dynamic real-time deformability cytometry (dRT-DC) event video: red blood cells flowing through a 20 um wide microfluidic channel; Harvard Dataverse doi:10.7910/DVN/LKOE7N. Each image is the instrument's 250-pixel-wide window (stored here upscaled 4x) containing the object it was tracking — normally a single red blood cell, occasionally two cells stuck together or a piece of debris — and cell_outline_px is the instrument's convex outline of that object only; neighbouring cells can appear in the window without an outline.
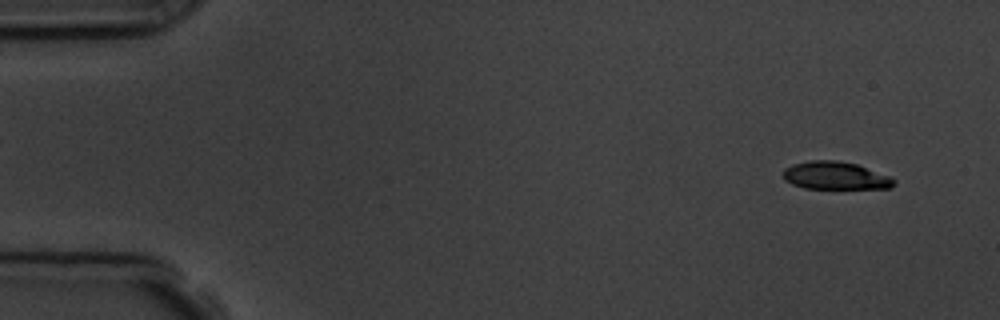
{"species": "common noctule bat (a hibernating species)", "species_latin": "Nyctalus noctula", "temperature_condition": "room temperature", "stored_images_in_passage": 2, "camera_frame_rate_fps": 3000, "um_per_image_px": 0.085, "animal": {"sex": "male", "body_mass_g": 19.5, "forearm_length_mm": 54.6}, "frame": {"image": 1, "passage_image": 2, "time_ms": 1.333, "image_size_px": [1000, 320], "cell_outline_px": [[896, 184], [892, 188], [804, 188], [792, 184], [784, 180], [784, 168], [792, 164], [808, 160], [836, 160], [856, 164], [888, 176], [896, 180]], "centroid_in_image_um": [70.98, 14.92], "position_along_channel_um": 14.0, "area_um2": 17.86}}